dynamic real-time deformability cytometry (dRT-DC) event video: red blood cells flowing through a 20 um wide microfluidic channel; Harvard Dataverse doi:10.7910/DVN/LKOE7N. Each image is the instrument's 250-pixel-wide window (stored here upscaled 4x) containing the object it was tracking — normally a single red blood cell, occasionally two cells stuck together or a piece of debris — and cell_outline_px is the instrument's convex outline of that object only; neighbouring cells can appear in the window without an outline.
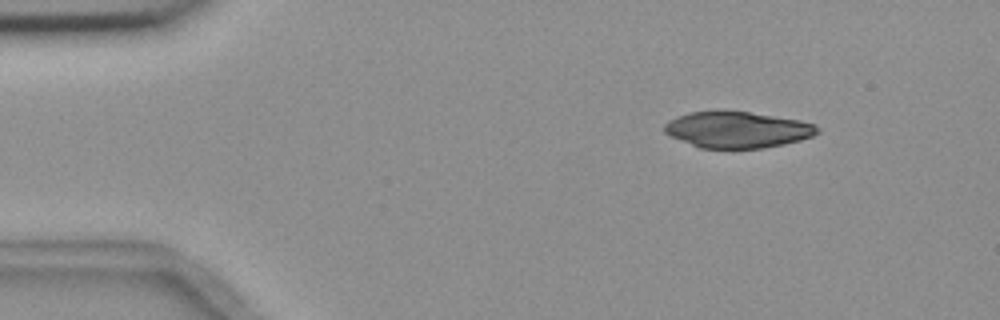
{"species": "common noctule bat (a hibernating species)", "species_latin": "Nyctalus noctula", "temperature_condition": "room temperature", "stored_images_in_passage": 4, "camera_frame_rate_fps": 3000, "um_per_image_px": 0.085, "animal": {"sex": "female", "body_mass_g": 18.4}, "frame": {"image": 1, "passage_image": 2, "time_ms": 1.0, "image_size_px": [1000, 320], "cell_outline_px": [[820, 132], [812, 136], [800, 140], [784, 144], [764, 148], [700, 148], [672, 136], [664, 132], [664, 124], [668, 120], [676, 116], [692, 112], [748, 112], [800, 120], [816, 124], [820, 128]], "centroid_in_image_um": [62.71, 11.03], "position_along_channel_um": 22.3, "area_um2": 31.96}}